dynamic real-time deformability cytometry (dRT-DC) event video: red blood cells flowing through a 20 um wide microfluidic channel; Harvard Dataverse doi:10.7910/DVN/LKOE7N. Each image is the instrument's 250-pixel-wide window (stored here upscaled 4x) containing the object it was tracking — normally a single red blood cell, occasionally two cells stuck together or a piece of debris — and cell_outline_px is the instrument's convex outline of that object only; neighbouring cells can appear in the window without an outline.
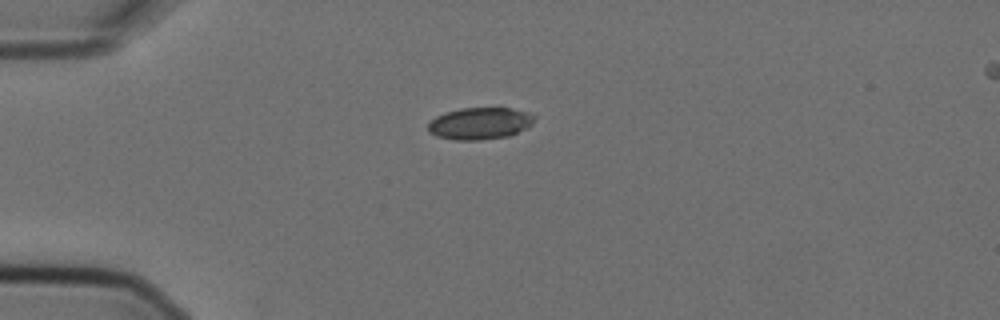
{"species": "Egyptian fruit bat (a non-hibernating species)", "species_latin": "Rousettus aegyptiacus", "temperature_condition": "cold", "stored_images_in_passage": 4, "camera_frame_rate_fps": 3000, "um_per_image_px": 0.085, "animal": {"sex": "female"}, "frame": {"image": 1, "passage_image": 1, "time_ms": 0.0, "image_size_px": [1000, 320], "cell_outline_px": [[536, 116], [532, 124], [508, 136], [480, 140], [456, 140], [436, 136], [428, 132], [428, 124], [436, 116], [444, 112], [460, 108], [512, 108], [528, 112]], "centroid_in_image_um": [40.76, 10.48], "position_along_channel_um": 44.2, "area_um2": 19.77}}
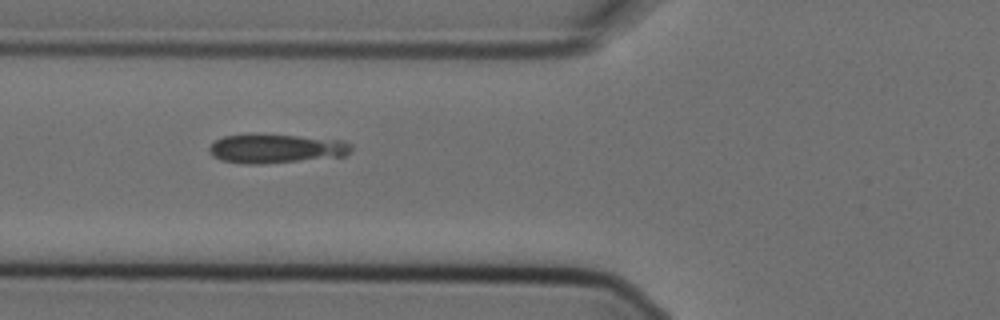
{"frame": {"image": 2, "passage_image": 3, "time_ms": 0.667, "image_size_px": [1000, 320], "cell_outline_px": [[352, 148], [344, 156], [260, 164], [244, 164], [220, 160], [212, 156], [208, 152], [208, 148], [216, 140], [224, 136], [252, 132], [344, 140], [352, 144]], "centroid_in_image_um": [23.4, 12.6], "position_along_channel_um": 102.4, "area_um2": 24.51}}
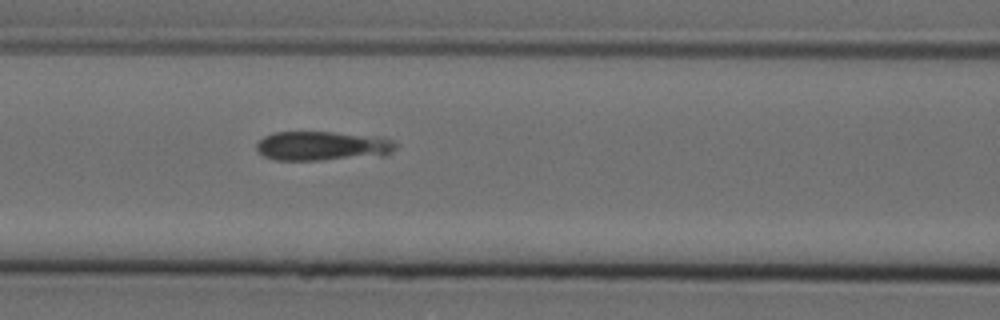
{"frame": {"image": 3, "passage_image": 4, "time_ms": 1.0, "image_size_px": [1000, 320], "cell_outline_px": [[396, 148], [392, 152], [384, 156], [320, 160], [276, 160], [264, 156], [256, 148], [256, 144], [264, 136], [272, 132], [332, 132], [376, 136], [392, 140], [396, 144]], "centroid_in_image_um": [27.43, 12.41], "position_along_channel_um": 139.2, "area_um2": 23.93}}